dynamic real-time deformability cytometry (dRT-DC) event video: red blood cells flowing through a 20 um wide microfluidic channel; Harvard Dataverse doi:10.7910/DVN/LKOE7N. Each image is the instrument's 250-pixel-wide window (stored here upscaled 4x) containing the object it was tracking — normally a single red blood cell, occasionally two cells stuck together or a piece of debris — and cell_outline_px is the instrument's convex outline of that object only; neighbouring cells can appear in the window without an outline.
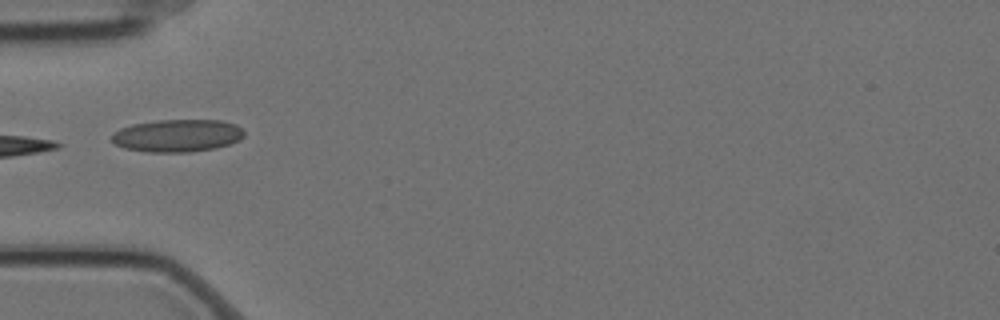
{"species": "Egyptian fruit bat (a non-hibernating species)", "species_latin": "Rousettus aegyptiacus", "temperature_condition": "cold", "stored_images_in_passage": 5, "camera_frame_rate_fps": 3000, "um_per_image_px": 0.085, "animal": {"sex": "female"}, "frame": {"image": 1, "passage_image": 1, "time_ms": 0.0, "image_size_px": [1000, 320], "cell_outline_px": [[244, 136], [228, 144], [216, 148], [188, 152], [148, 152], [124, 148], [116, 144], [112, 140], [112, 132], [120, 128], [132, 124], [156, 120], [220, 120], [236, 124], [244, 132]], "centroid_in_image_um": [15.04, 11.52], "position_along_channel_um": 70.0, "area_um2": 25.09}}
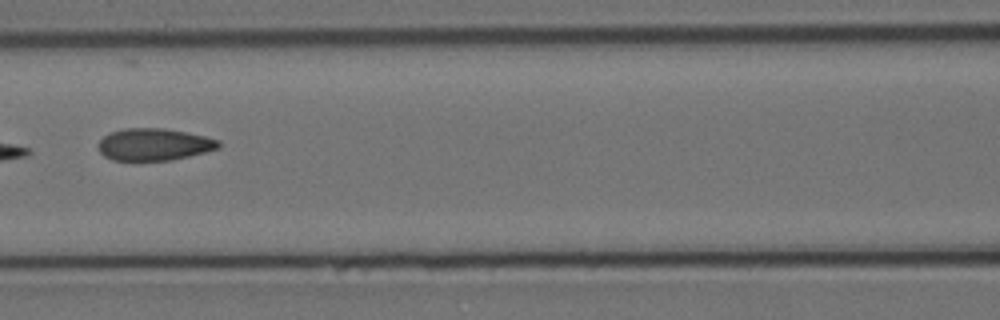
{"frame": {"image": 2, "passage_image": 3, "time_ms": 0.667, "image_size_px": [1000, 320], "cell_outline_px": [[220, 148], [172, 160], [112, 160], [104, 156], [100, 152], [100, 140], [104, 136], [112, 132], [124, 128], [164, 128], [204, 136], [220, 140]], "centroid_in_image_um": [13.11, 12.28], "position_along_channel_um": 153.5, "area_um2": 22.25}}
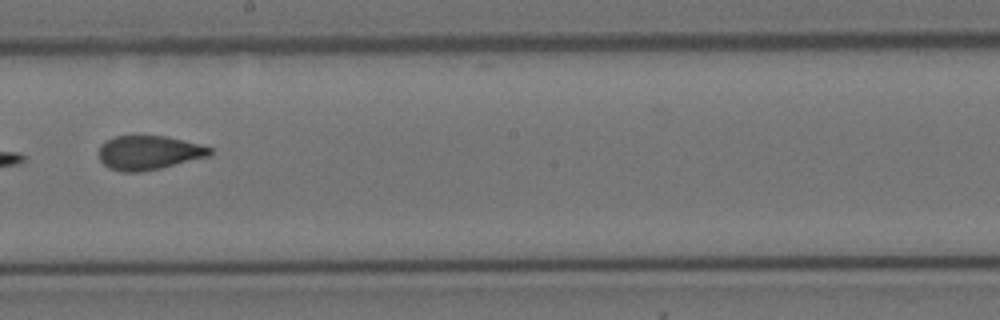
{"frame": {"image": 3, "passage_image": 5, "time_ms": 1.333, "image_size_px": [1000, 320], "cell_outline_px": [[212, 152], [208, 156], [160, 168], [140, 172], [120, 172], [108, 168], [100, 160], [100, 144], [104, 140], [116, 136], [164, 136], [184, 140], [200, 144], [212, 148]], "centroid_in_image_um": [12.62, 12.97], "position_along_channel_um": 235.6, "area_um2": 22.02}}